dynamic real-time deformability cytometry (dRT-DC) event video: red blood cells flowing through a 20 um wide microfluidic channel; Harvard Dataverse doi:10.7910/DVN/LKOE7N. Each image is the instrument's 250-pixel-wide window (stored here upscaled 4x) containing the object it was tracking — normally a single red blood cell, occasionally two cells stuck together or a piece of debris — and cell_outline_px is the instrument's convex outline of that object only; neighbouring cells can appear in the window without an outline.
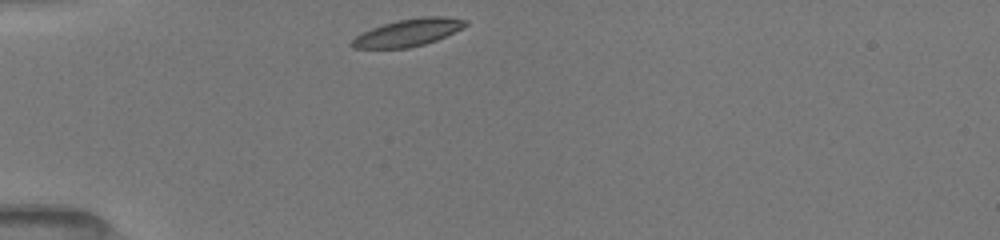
{"species": "common noctule bat (a hibernating species)", "species_latin": "Nyctalus noctula", "temperature_condition": "room temperature", "stored_images_in_passage": 23, "camera_frame_rate_fps": 3000, "um_per_image_px": 0.085, "animal": {"sex": "female", "body_mass_g": 19.5, "forearm_length_mm": 54.1}, "frame": {"image": 1, "passage_image": 1, "time_ms": 0.0, "image_size_px": [1000, 240], "cell_outline_px": [[468, 24], [436, 40], [424, 44], [408, 48], [352, 48], [348, 44], [356, 36], [372, 28], [396, 20], [424, 16], [444, 16], [468, 20]], "centroid_in_image_um": [34.66, 2.76], "position_along_channel_um": 50.3, "area_um2": 17.86}}
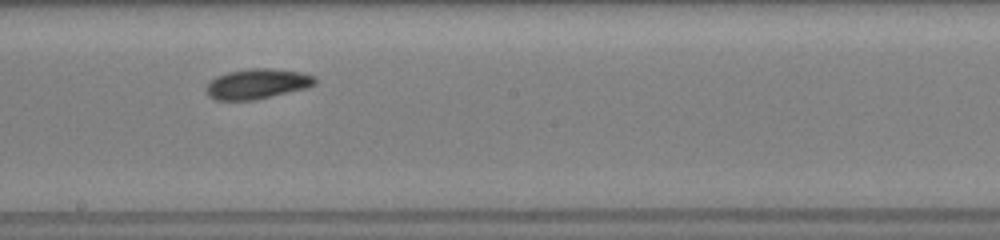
{"frame": {"image": 2, "passage_image": 10, "time_ms": 5.0, "image_size_px": [1000, 240], "cell_outline_px": [[316, 84], [308, 88], [252, 100], [216, 100], [208, 96], [204, 92], [204, 88], [216, 76], [228, 72], [248, 68], [272, 68], [300, 72], [316, 76]], "centroid_in_image_um": [21.85, 7.12], "position_along_channel_um": 226.3, "area_um2": 19.25}}
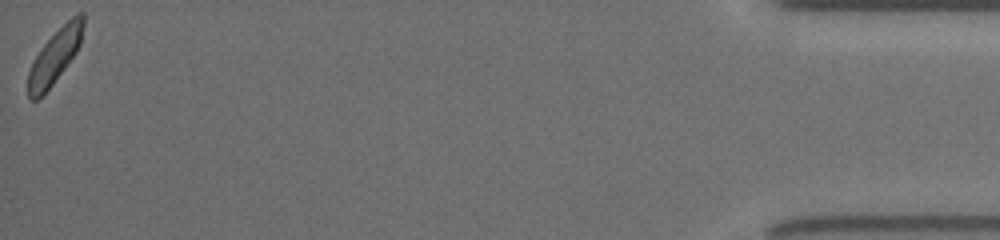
{"frame": {"image": 3, "passage_image": 23, "time_ms": 12.333, "image_size_px": [1000, 240], "cell_outline_px": [[84, 24], [80, 44], [76, 52], [52, 84], [36, 100], [28, 100], [28, 72], [32, 60], [40, 48], [76, 12], [84, 12]], "centroid_in_image_um": [4.65, 4.76], "position_along_channel_um": 430.5, "area_um2": 17.05}, "authors_computed_cell_mechanics": {"area_um2": 17.918, "velocity_mm_per_s": 3.9563, "shape_relaxation_time_tau1_ms": 1.8847, "shape_relaxation_time_tau2_ms": 6.6078, "deformation_change_tau1": 0.0988, "deformation_change_tau2": 0.1106}}